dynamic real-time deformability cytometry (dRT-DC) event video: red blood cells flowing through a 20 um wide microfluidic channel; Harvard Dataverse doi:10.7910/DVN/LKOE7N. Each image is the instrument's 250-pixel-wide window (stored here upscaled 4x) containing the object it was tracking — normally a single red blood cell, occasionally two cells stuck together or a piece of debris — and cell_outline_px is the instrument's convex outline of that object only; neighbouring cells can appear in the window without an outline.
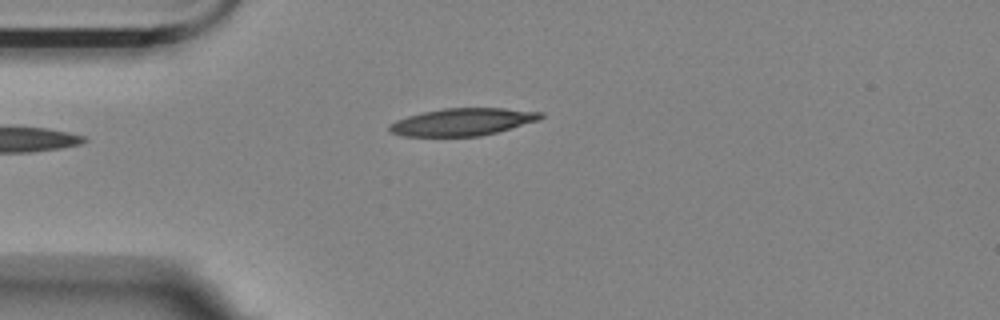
{"species": "Egyptian fruit bat (a non-hibernating species)", "species_latin": "Rousettus aegyptiacus", "temperature_condition": "room temperature", "stored_images_in_passage": 5, "camera_frame_rate_fps": 3000, "um_per_image_px": 0.085, "animal": {"sex": "female"}, "frame": {"image": 1, "passage_image": 5, "time_ms": 1.333, "image_size_px": [1000, 320], "cell_outline_px": [[544, 116], [540, 120], [496, 132], [480, 136], [404, 136], [392, 132], [388, 128], [388, 124], [396, 120], [408, 116], [424, 112], [444, 108], [504, 108], [544, 112]], "centroid_in_image_um": [39.34, 10.35], "position_along_channel_um": 45.7, "area_um2": 24.04}}